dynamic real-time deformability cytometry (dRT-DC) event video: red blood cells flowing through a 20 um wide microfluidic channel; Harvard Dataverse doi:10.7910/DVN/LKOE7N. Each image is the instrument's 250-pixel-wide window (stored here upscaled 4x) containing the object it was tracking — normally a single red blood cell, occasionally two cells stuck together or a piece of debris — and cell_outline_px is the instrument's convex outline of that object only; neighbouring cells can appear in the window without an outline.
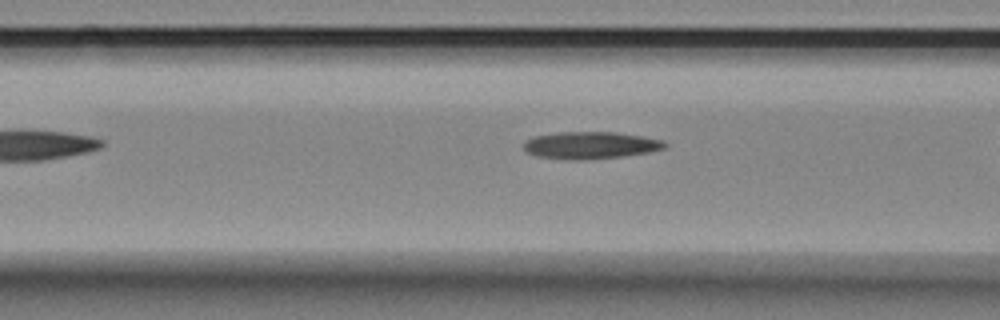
{"species": "Egyptian fruit bat (a non-hibernating species)", "species_latin": "Rousettus aegyptiacus", "temperature_condition": "room temperature", "stored_images_in_passage": 36, "camera_frame_rate_fps": 3000, "um_per_image_px": 0.085, "animal": {"sex": "female"}, "frame": {"image": 1, "passage_image": 13, "time_ms": 4.0, "image_size_px": [1000, 320], "cell_outline_px": [[668, 144], [664, 148], [648, 152], [620, 156], [580, 160], [572, 160], [536, 156], [528, 152], [524, 148], [524, 144], [528, 140], [536, 136], [560, 132], [612, 132], [640, 136], [660, 140]], "centroid_in_image_um": [50.17, 12.35], "position_along_channel_um": 116.4, "area_um2": 21.79}}
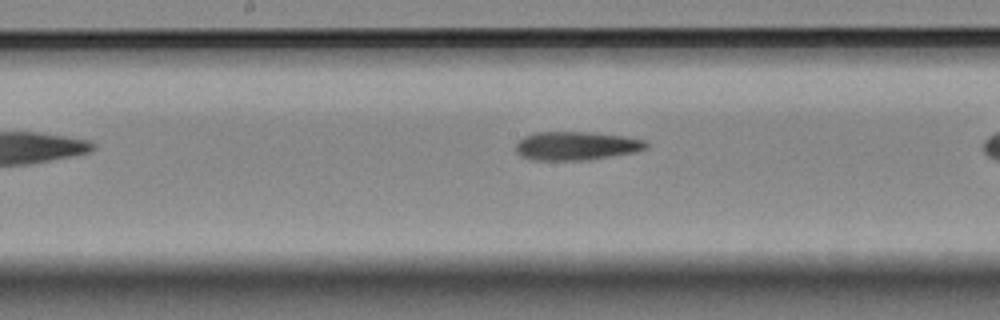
{"frame": {"image": 2, "passage_image": 20, "time_ms": 6.333, "image_size_px": [1000, 320], "cell_outline_px": [[648, 148], [632, 152], [588, 160], [532, 160], [520, 156], [516, 152], [516, 144], [524, 136], [536, 132], [592, 132], [624, 136], [644, 140], [648, 144]], "centroid_in_image_um": [48.95, 12.39], "position_along_channel_um": 199.2, "area_um2": 21.68}}
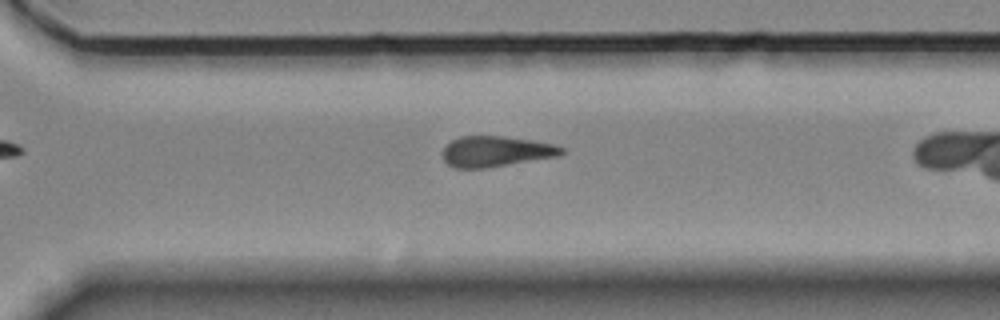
{"frame": {"image": 3, "passage_image": 31, "time_ms": 10.0, "image_size_px": [1000, 320], "cell_outline_px": [[564, 152], [556, 156], [488, 168], [456, 168], [448, 164], [444, 160], [444, 148], [452, 140], [460, 136], [504, 136], [532, 140], [552, 144], [564, 148]], "centroid_in_image_um": [42.14, 12.87], "position_along_channel_um": 328.5, "area_um2": 20.98}}